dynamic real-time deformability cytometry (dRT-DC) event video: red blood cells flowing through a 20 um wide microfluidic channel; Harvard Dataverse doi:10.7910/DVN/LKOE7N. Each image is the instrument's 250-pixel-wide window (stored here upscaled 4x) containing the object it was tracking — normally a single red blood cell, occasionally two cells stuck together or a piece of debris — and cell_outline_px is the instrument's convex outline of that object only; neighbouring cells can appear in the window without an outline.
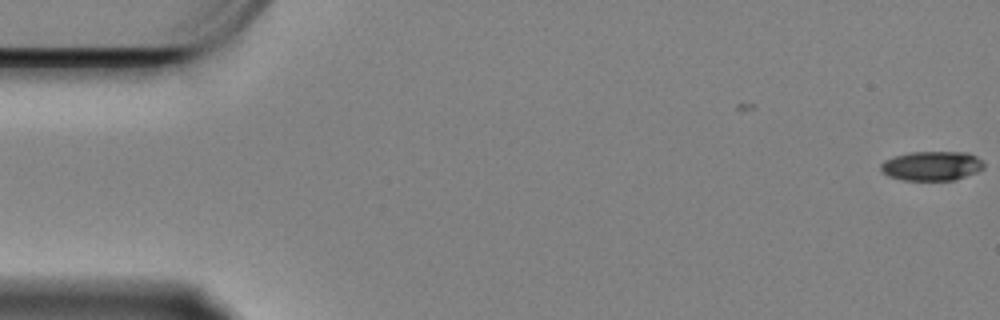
{"species": "Egyptian fruit bat (a non-hibernating species)", "species_latin": "Rousettus aegyptiacus", "temperature_condition": "cold", "stored_images_in_passage": 2, "camera_frame_rate_fps": 3000, "um_per_image_px": 0.085, "animal": {"sex": "female"}, "frame": {"image": 1, "passage_image": 2, "time_ms": 0.333, "image_size_px": [1000, 320], "cell_outline_px": [[984, 168], [976, 172], [956, 180], [904, 180], [888, 176], [880, 172], [880, 164], [884, 160], [896, 156], [912, 152], [968, 152], [976, 156], [984, 164]], "centroid_in_image_um": [79.19, 14.1], "position_along_channel_um": 5.8, "area_um2": 17.69}}